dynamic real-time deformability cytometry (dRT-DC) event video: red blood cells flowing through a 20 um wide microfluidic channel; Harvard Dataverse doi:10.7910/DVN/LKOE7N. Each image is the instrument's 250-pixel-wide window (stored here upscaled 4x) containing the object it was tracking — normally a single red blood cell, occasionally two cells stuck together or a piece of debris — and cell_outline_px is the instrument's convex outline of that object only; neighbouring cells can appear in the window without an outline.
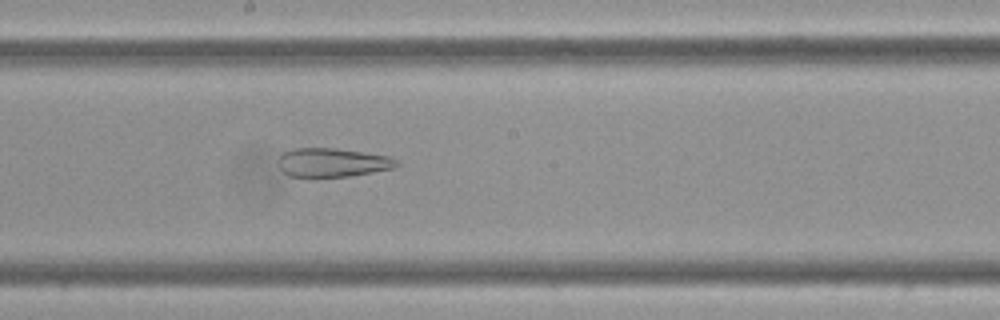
{"species": "Egyptian fruit bat (a non-hibernating species)", "species_latin": "Rousettus aegyptiacus", "temperature_condition": "cold", "stored_images_in_passage": 60, "camera_frame_rate_fps": 3000, "um_per_image_px": 0.085, "frame": {"image": 1, "passage_image": 33, "time_ms": 10.667, "image_size_px": [1000, 320], "cell_outline_px": [[400, 164], [392, 168], [372, 172], [348, 176], [288, 176], [280, 168], [280, 156], [284, 152], [292, 148], [336, 148], [388, 156], [396, 160]], "centroid_in_image_um": [28.25, 13.8], "position_along_channel_um": 219.9, "area_um2": 19.48}}
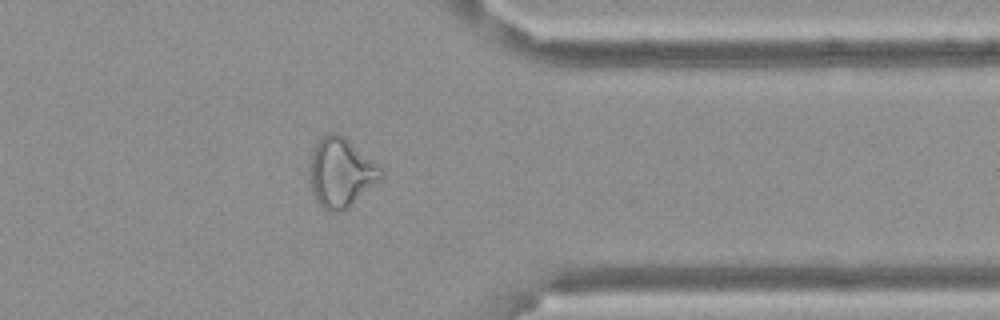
{"frame": {"image": 2, "passage_image": 48, "time_ms": 15.667, "image_size_px": [1000, 320], "cell_outline_px": [[384, 176], [380, 180], [344, 212], [328, 212], [316, 200], [312, 192], [312, 152], [316, 144], [328, 132], [336, 132], [344, 136], [380, 168], [384, 172]], "centroid_in_image_um": [29.0, 14.7], "position_along_channel_um": 382.4, "area_um2": 28.09}}
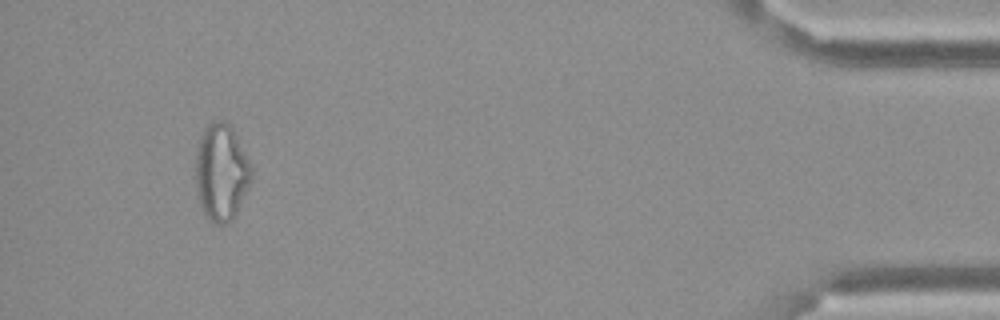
{"frame": {"image": 3, "passage_image": 56, "time_ms": 18.333, "image_size_px": [1000, 320], "cell_outline_px": [[252, 180], [232, 220], [228, 224], [216, 224], [208, 220], [200, 204], [196, 184], [196, 152], [200, 136], [204, 128], [212, 120], [228, 120], [232, 124], [252, 168]], "centroid_in_image_um": [18.82, 14.6], "position_along_channel_um": 416.4, "area_um2": 31.79}}